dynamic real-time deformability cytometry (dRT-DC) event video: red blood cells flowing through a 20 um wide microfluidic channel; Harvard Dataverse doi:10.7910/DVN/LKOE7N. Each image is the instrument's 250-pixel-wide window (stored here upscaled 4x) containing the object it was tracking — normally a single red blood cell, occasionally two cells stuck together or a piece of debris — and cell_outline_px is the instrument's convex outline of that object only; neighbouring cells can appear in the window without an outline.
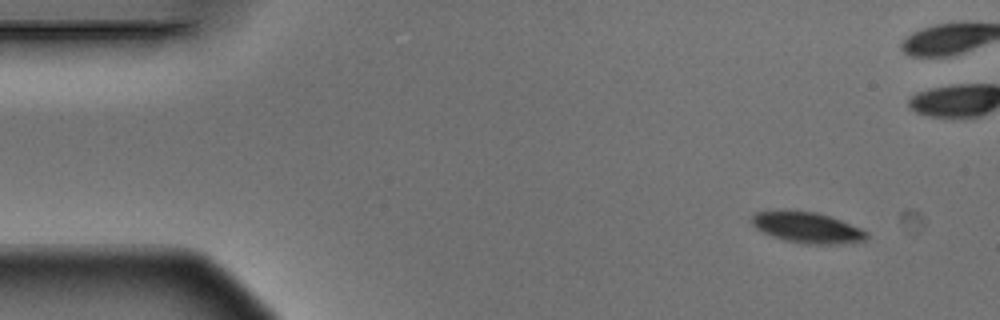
{"species": "Egyptian fruit bat (a non-hibernating species)", "species_latin": "Rousettus aegyptiacus", "temperature_condition": "warm", "stored_images_in_passage": 5, "camera_frame_rate_fps": 3000, "um_per_image_px": 0.085, "animal": {"sex": "male"}, "frame": {"image": 1, "passage_image": 1, "time_ms": 0.0, "image_size_px": [1000, 320], "cell_outline_px": [[868, 236], [864, 240], [836, 244], [804, 244], [784, 240], [772, 236], [756, 228], [752, 224], [752, 216], [756, 212], [784, 208], [788, 208], [816, 212], [840, 220], [860, 228], [868, 232]], "centroid_in_image_um": [68.55, 19.31], "position_along_channel_um": 16.4, "area_um2": 20.92}}